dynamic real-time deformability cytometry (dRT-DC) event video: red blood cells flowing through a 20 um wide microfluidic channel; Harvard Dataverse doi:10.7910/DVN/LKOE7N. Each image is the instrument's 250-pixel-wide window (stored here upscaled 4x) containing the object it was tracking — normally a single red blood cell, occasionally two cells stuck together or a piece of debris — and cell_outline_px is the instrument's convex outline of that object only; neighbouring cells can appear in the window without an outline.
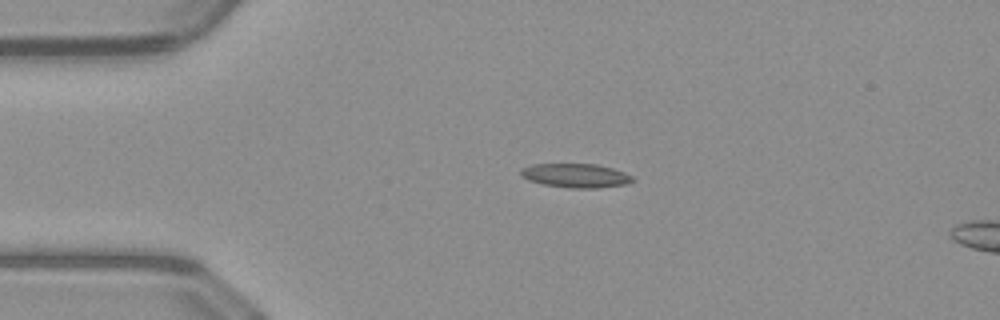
{"species": "common noctule bat (a hibernating species)", "species_latin": "Nyctalus noctula", "temperature_condition": "warm", "stored_images_in_passage": 41, "camera_frame_rate_fps": 3000, "um_per_image_px": 0.085, "animal": {"sex": "male", "body_mass_g": 23.1, "forearm_length_mm": 52.7}, "frame": {"image": 1, "passage_image": 1, "time_ms": 0.0, "image_size_px": [1000, 320], "cell_outline_px": [[636, 180], [624, 184], [596, 188], [572, 188], [544, 184], [528, 180], [520, 172], [520, 168], [532, 164], [596, 164], [612, 168], [624, 172], [632, 176]], "centroid_in_image_um": [48.94, 14.91], "position_along_channel_um": 36.1, "area_um2": 15.49}}
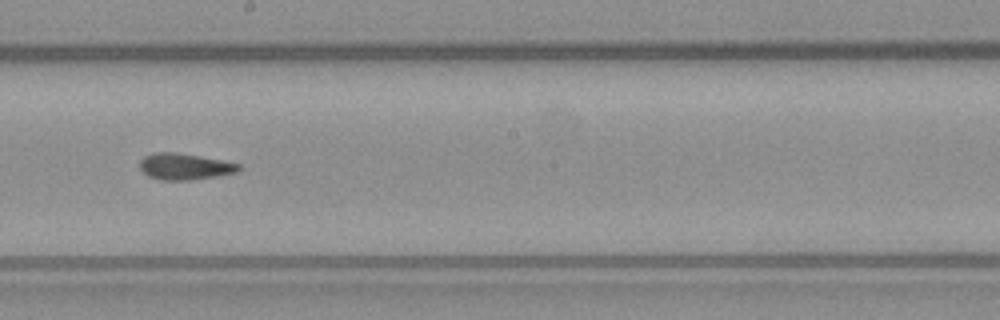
{"frame": {"image": 2, "passage_image": 18, "time_ms": 5.667, "image_size_px": [1000, 320], "cell_outline_px": [[240, 168], [236, 172], [216, 176], [188, 180], [164, 180], [148, 176], [140, 168], [140, 160], [144, 156], [152, 152], [176, 152], [200, 156], [240, 164]], "centroid_in_image_um": [15.66, 14.14], "position_along_channel_um": 232.5, "area_um2": 15.03}}
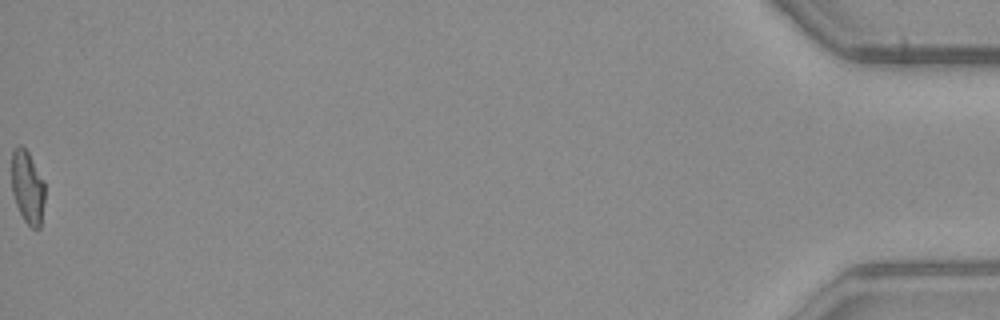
{"frame": {"image": 3, "passage_image": 41, "time_ms": 13.333, "image_size_px": [1000, 320], "cell_outline_px": [[44, 200], [40, 228], [32, 228], [24, 220], [16, 204], [12, 192], [12, 148], [20, 144], [28, 152], [44, 180]], "centroid_in_image_um": [2.33, 15.89], "position_along_channel_um": 432.9, "area_um2": 14.1}, "authors_computed_cell_mechanics": {"area_um2": 14.7968, "velocity_mm_per_s": 4.0666, "shape_relaxation_time_tau1_ms": 4.931, "shape_relaxation_time_tau2_ms": 2.4366, "deformation_change_tau1": 0.1834, "deformation_change_tau2": 0.1157}}